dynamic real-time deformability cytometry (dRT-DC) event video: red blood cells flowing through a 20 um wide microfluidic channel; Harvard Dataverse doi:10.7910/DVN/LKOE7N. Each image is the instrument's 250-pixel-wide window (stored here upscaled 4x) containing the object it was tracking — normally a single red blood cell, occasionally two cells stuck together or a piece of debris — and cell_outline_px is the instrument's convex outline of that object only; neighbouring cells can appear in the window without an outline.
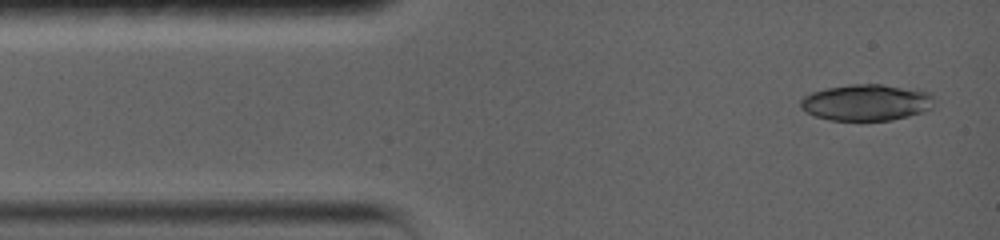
{"species": "common noctule bat (a hibernating species)", "species_latin": "Nyctalus noctula", "temperature_condition": "warm", "stored_images_in_passage": 5, "camera_frame_rate_fps": 5000, "um_per_image_px": 0.085, "animal": {"sex": "female", "body_mass_g": 19.0, "forearm_length_mm": 56.7}, "frame": {"image": 1, "passage_image": 1, "time_ms": 0.0, "image_size_px": [1000, 240], "cell_outline_px": [[932, 108], [924, 112], [892, 120], [828, 120], [804, 112], [800, 108], [800, 100], [804, 96], [812, 92], [824, 88], [852, 84], [880, 84], [916, 88], [932, 92]], "centroid_in_image_um": [73.65, 8.7], "position_along_channel_um": 11.3, "area_um2": 28.73}}